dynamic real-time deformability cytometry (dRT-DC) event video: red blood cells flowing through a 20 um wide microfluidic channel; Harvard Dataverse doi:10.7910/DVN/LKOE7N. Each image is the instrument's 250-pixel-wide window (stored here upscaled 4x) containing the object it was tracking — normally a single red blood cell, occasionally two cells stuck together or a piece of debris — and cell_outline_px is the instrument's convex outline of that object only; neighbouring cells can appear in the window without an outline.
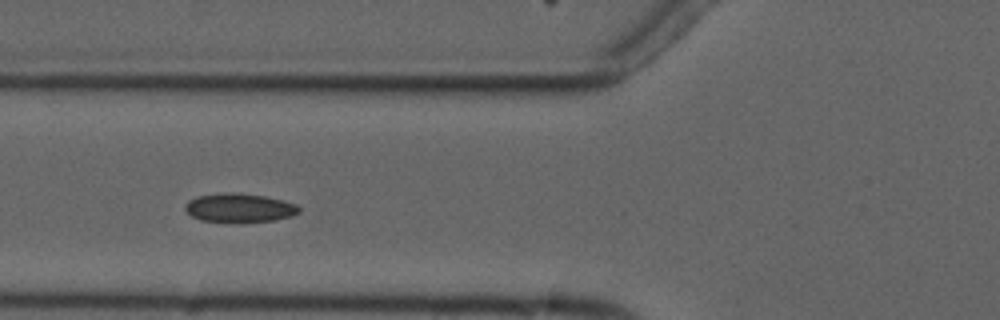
{"species": "common noctule bat (a hibernating species)", "species_latin": "Nyctalus noctula", "temperature_condition": "cold", "stored_images_in_passage": 12, "camera_frame_rate_fps": 3000, "um_per_image_px": 0.085, "animal": {"sex": "male", "forearm_length_mm": 52.5}, "frame": {"image": 1, "passage_image": 4, "time_ms": 5.0, "image_size_px": [1000, 320], "cell_outline_px": [[300, 212], [292, 216], [276, 220], [200, 220], [192, 216], [184, 208], [188, 200], [196, 196], [220, 192], [232, 192], [264, 196], [284, 200], [296, 204], [300, 208]], "centroid_in_image_um": [20.36, 17.62], "position_along_channel_um": 105.4, "area_um2": 18.67}}
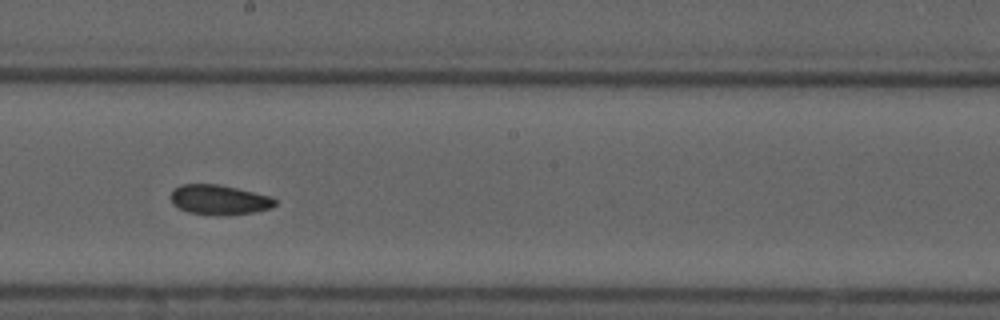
{"frame": {"image": 2, "passage_image": 7, "time_ms": 8.333, "image_size_px": [1000, 320], "cell_outline_px": [[276, 204], [272, 208], [252, 212], [228, 216], [216, 216], [188, 212], [172, 204], [172, 188], [180, 184], [220, 184], [272, 196], [276, 200]], "centroid_in_image_um": [18.64, 16.98], "position_along_channel_um": 229.6, "area_um2": 18.44}}
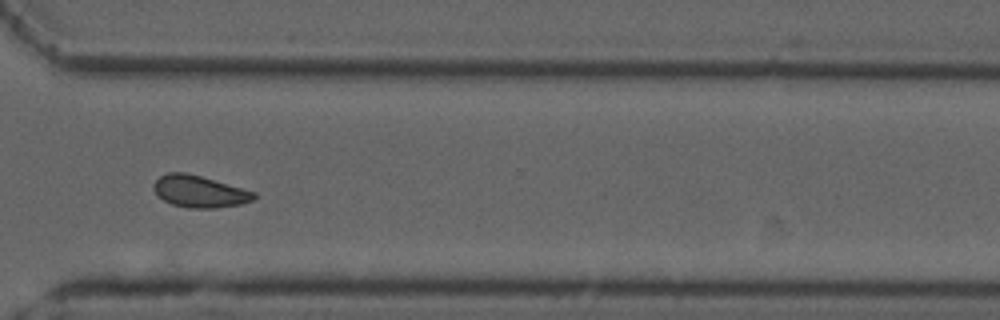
{"frame": {"image": 3, "passage_image": 10, "time_ms": 11.667, "image_size_px": [1000, 320], "cell_outline_px": [[256, 196], [252, 200], [240, 204], [216, 208], [188, 208], [172, 204], [164, 200], [152, 188], [156, 180], [160, 176], [168, 172], [184, 172], [200, 176], [256, 192]], "centroid_in_image_um": [16.95, 16.28], "position_along_channel_um": 353.7, "area_um2": 18.38}, "authors_computed_cell_mechanics": {"area_um2": 18.4093, "velocity_mm_per_s": 3.7306, "shape_relaxation_time_tau1_ms": null, "shape_relaxation_time_tau2_ms": 2.0389, "deformation_change_tau1": null, "deformation_change_tau2": 0.0349}}